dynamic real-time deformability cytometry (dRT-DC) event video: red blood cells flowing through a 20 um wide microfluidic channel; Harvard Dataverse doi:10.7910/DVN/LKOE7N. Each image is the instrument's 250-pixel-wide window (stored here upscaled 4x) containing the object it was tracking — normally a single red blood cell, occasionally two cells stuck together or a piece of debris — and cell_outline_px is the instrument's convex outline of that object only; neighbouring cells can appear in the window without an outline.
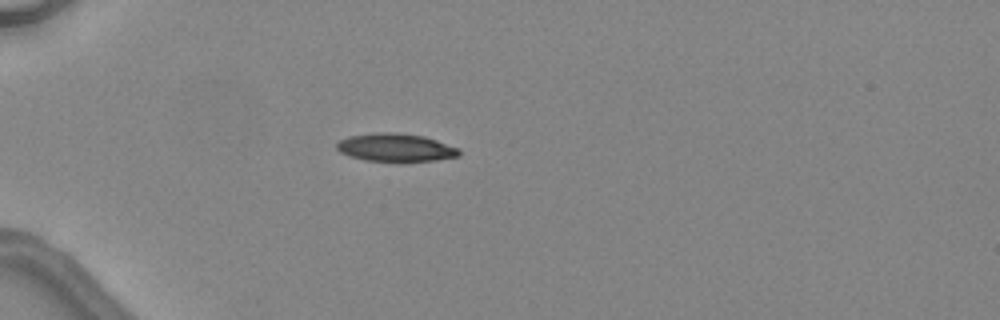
{"species": "common noctule bat (a hibernating species)", "species_latin": "Nyctalus noctula", "temperature_condition": "warm", "stored_images_in_passage": 1, "camera_frame_rate_fps": 3000, "um_per_image_px": 0.085, "animal": {"sex": "female", "body_mass_g": 24.6, "forearm_length_mm": 56.2}, "frame": {"image": 1, "passage_image": 1, "time_ms": 0.0, "image_size_px": [1000, 320], "cell_outline_px": [[460, 156], [436, 160], [400, 164], [364, 160], [340, 152], [336, 148], [336, 144], [340, 140], [348, 136], [376, 132], [396, 132], [424, 136], [460, 148]], "centroid_in_image_um": [33.66, 12.57], "position_along_channel_um": 51.3, "area_um2": 20.75}}